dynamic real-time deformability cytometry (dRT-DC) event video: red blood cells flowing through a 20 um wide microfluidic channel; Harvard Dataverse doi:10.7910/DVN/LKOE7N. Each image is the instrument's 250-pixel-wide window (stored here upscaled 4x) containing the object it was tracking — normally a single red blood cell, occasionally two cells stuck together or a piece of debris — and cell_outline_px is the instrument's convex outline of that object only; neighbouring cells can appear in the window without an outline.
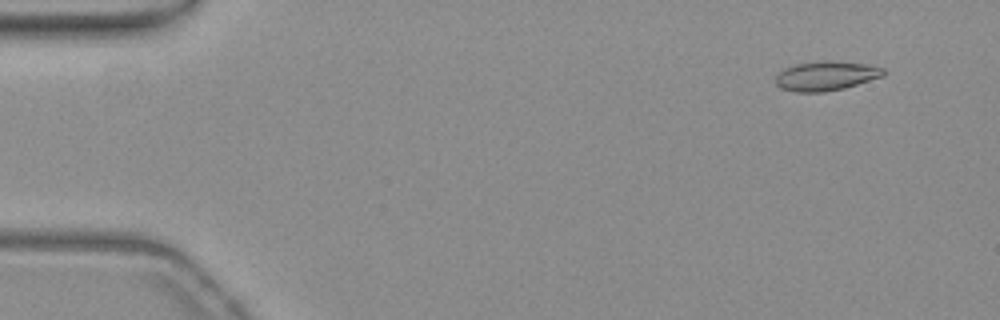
{"species": "common noctule bat (a hibernating species)", "species_latin": "Nyctalus noctula", "temperature_condition": "warm", "stored_images_in_passage": 55, "camera_frame_rate_fps": 3000, "um_per_image_px": 0.085, "animal": {"sex": "female", "body_mass_g": 19.3, "forearm_length_mm": 54.1}, "frame": {"image": 1, "passage_image": 5, "time_ms": 1.333, "image_size_px": [1000, 320], "cell_outline_px": [[888, 72], [884, 76], [844, 88], [824, 92], [796, 92], [780, 88], [776, 84], [776, 76], [784, 68], [796, 64], [824, 60], [832, 60], [864, 64], [884, 68]], "centroid_in_image_um": [70.23, 6.45], "position_along_channel_um": 14.8, "area_um2": 18.55}}
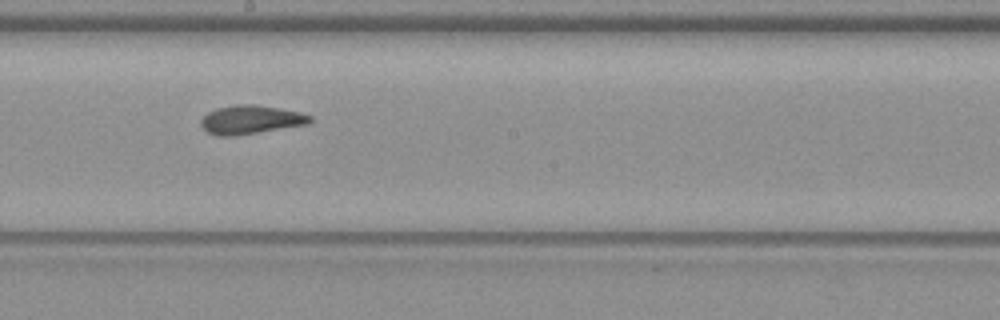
{"frame": {"image": 2, "passage_image": 31, "time_ms": 10.0, "image_size_px": [1000, 320], "cell_outline_px": [[312, 120], [308, 124], [236, 136], [220, 136], [208, 132], [200, 124], [200, 120], [208, 112], [216, 108], [240, 104], [256, 104], [280, 108], [300, 112], [312, 116]], "centroid_in_image_um": [21.32, 10.17], "position_along_channel_um": 226.9, "area_um2": 18.26}}
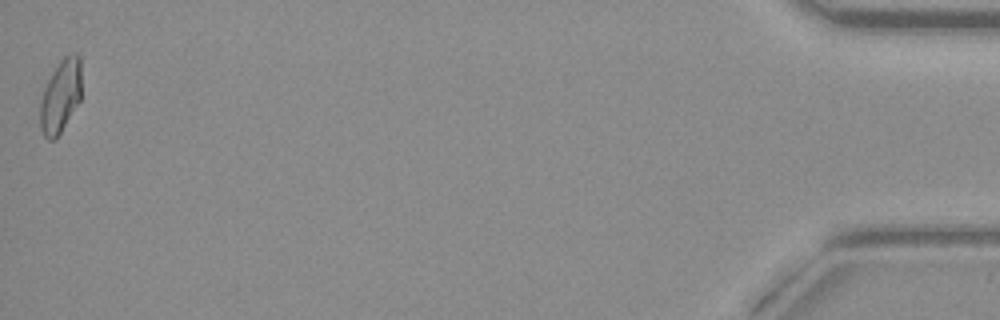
{"frame": {"image": 3, "passage_image": 55, "time_ms": 18.0, "image_size_px": [1000, 320], "cell_outline_px": [[80, 100], [56, 140], [48, 140], [44, 136], [40, 128], [40, 104], [44, 88], [52, 72], [60, 60], [68, 52], [76, 52], [80, 56]], "centroid_in_image_um": [5.14, 8.16], "position_along_channel_um": 430.1, "area_um2": 17.69}, "authors_computed_cell_mechanics": {"area_um2": 17.6868, "velocity_mm_per_s": 3.7933, "shape_relaxation_time_tau1_ms": null, "shape_relaxation_time_tau2_ms": 6.2282, "deformation_change_tau1": null, "deformation_change_tau2": 0.1337}}